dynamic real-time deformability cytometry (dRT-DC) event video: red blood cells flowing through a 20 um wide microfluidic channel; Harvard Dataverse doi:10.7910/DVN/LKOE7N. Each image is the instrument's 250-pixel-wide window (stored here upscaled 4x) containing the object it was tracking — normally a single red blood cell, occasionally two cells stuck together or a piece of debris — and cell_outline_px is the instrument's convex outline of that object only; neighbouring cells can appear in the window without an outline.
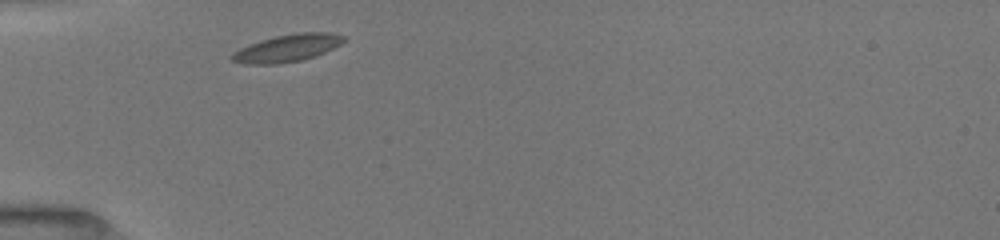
{"species": "common noctule bat (a hibernating species)", "species_latin": "Nyctalus noctula", "temperature_condition": "room temperature", "stored_images_in_passage": 19, "camera_frame_rate_fps": 3000, "um_per_image_px": 0.085, "animal": {"sex": "female", "body_mass_g": 19.5, "forearm_length_mm": 54.1}, "frame": {"image": 1, "passage_image": 1, "time_ms": 0.0, "image_size_px": [1000, 240], "cell_outline_px": [[348, 40], [316, 56], [300, 60], [280, 64], [244, 64], [232, 60], [228, 56], [232, 52], [240, 48], [260, 40], [276, 36], [300, 32], [328, 32], [344, 36]], "centroid_in_image_um": [24.4, 4.09], "position_along_channel_um": 60.6, "area_um2": 17.86}}
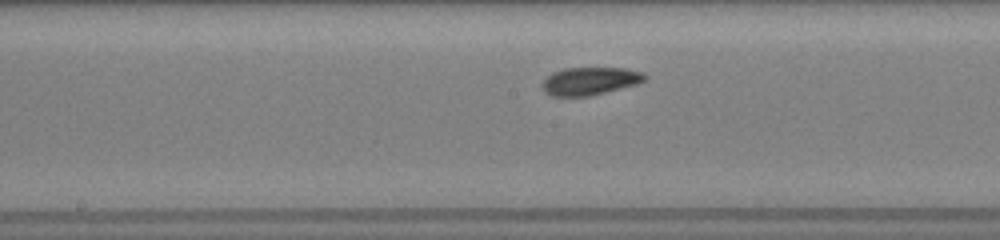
{"frame": {"image": 2, "passage_image": 8, "time_ms": 3.667, "image_size_px": [1000, 240], "cell_outline_px": [[648, 80], [636, 84], [588, 96], [552, 96], [544, 92], [540, 84], [552, 72], [564, 68], [624, 68], [644, 72], [648, 76]], "centroid_in_image_um": [50.15, 6.88], "position_along_channel_um": 198.1, "area_um2": 16.7}}
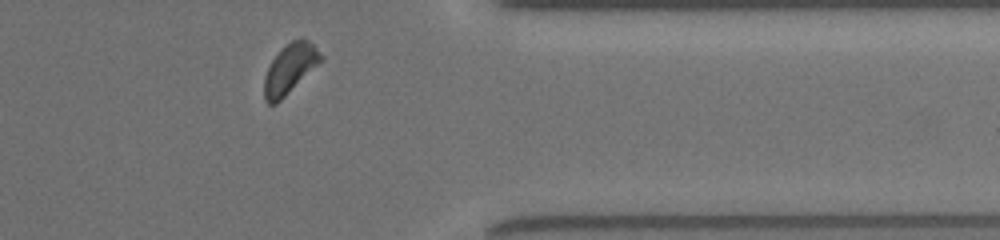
{"frame": {"image": 3, "passage_image": 17, "time_ms": 8.667, "image_size_px": [1000, 240], "cell_outline_px": [[324, 60], [276, 104], [268, 104], [264, 100], [264, 76], [272, 60], [292, 40], [308, 40], [324, 56]], "centroid_in_image_um": [24.66, 5.89], "position_along_channel_um": 386.7, "area_um2": 16.07}, "authors_computed_cell_mechanics": {"area_um2": 16.5886, "velocity_mm_per_s": 3.9552, "shape_relaxation_time_tau1_ms": 4.1367, "shape_relaxation_time_tau2_ms": 2.6913, "deformation_change_tau1": 0.089, "deformation_change_tau2": 0.0761}}